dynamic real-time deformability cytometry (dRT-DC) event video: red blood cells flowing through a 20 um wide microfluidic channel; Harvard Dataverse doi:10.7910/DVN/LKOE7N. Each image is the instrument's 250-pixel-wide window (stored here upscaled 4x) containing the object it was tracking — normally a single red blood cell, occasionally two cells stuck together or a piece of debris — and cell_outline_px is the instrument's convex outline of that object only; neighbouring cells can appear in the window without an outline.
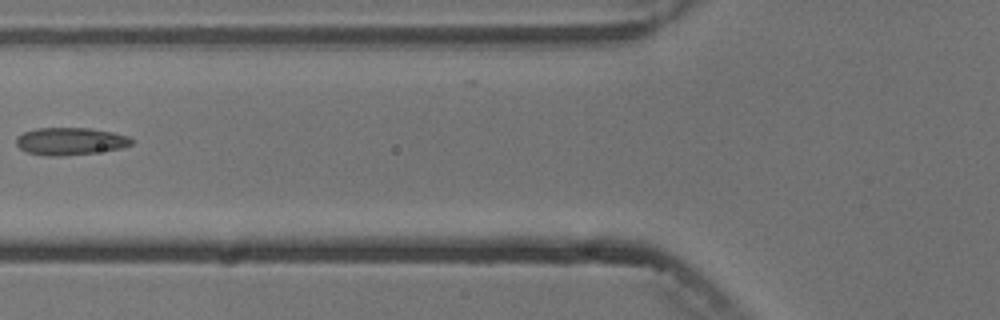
{"species": "common noctule bat (a hibernating species)", "species_latin": "Nyctalus noctula", "temperature_condition": "cold", "stored_images_in_passage": 6, "camera_frame_rate_fps": 3000, "um_per_image_px": 0.085, "animal": {"sex": "male", "body_mass_g": 13.3}, "frame": {"image": 1, "passage_image": 6, "time_ms": 6.667, "image_size_px": [1000, 320], "cell_outline_px": [[132, 144], [120, 148], [64, 156], [48, 156], [28, 152], [20, 148], [16, 144], [16, 136], [24, 132], [36, 128], [88, 128], [112, 132], [128, 136], [132, 140]], "centroid_in_image_um": [5.93, 12.0], "position_along_channel_um": 119.9, "area_um2": 18.21}}